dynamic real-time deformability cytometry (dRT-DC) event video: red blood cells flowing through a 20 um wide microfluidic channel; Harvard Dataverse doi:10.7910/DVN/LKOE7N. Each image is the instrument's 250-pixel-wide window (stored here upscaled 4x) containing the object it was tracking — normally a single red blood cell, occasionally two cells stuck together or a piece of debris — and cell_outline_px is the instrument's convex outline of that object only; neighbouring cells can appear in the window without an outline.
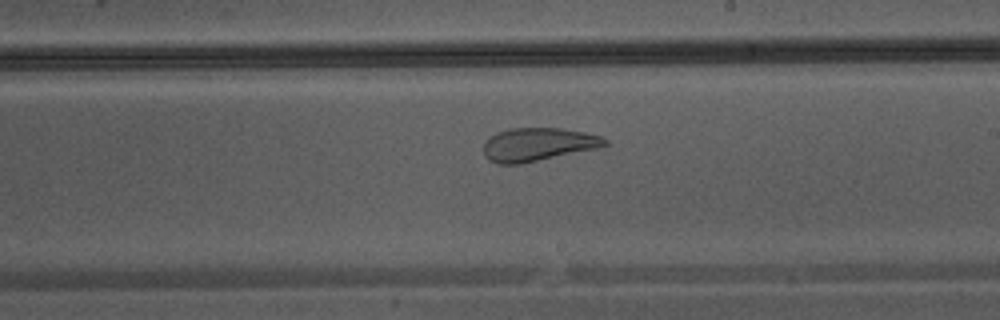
{"species": "Egyptian fruit bat (a non-hibernating species)", "species_latin": "Rousettus aegyptiacus", "temperature_condition": "warm", "stored_images_in_passage": 32, "camera_frame_rate_fps": 3000, "um_per_image_px": 0.085, "animal": {"sex": "male"}, "frame": {"image": 1, "passage_image": 14, "time_ms": 4.333, "image_size_px": [1000, 320], "cell_outline_px": [[608, 144], [600, 148], [520, 164], [496, 164], [488, 160], [484, 156], [484, 144], [496, 132], [512, 128], [564, 128], [584, 132], [600, 136], [608, 140]], "centroid_in_image_um": [45.74, 12.28], "position_along_channel_um": 243.3, "area_um2": 23.64}}